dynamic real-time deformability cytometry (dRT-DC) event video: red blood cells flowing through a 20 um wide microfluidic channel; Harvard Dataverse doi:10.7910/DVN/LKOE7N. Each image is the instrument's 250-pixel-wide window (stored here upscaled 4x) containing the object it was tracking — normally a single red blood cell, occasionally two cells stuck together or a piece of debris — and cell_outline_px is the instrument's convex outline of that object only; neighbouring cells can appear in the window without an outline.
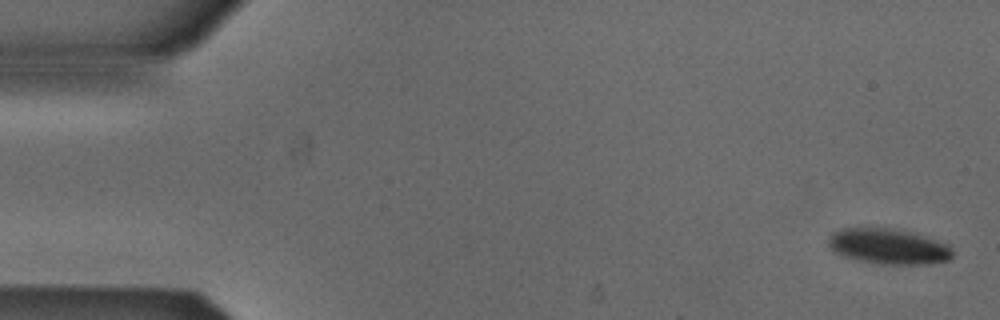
{"species": "Egyptian fruit bat (a non-hibernating species)", "species_latin": "Rousettus aegyptiacus", "temperature_condition": "cold", "stored_images_in_passage": 5, "camera_frame_rate_fps": 3000, "um_per_image_px": 0.085, "animal": {"sex": "male"}, "frame": {"image": 1, "passage_image": 1, "time_ms": 0.0, "image_size_px": [1000, 320], "cell_outline_px": [[952, 256], [948, 260], [928, 264], [880, 264], [860, 260], [844, 256], [836, 252], [828, 244], [828, 240], [832, 232], [844, 228], [884, 228], [908, 232], [936, 240], [948, 244], [952, 252]], "centroid_in_image_um": [75.51, 20.95], "position_along_channel_um": 9.5, "area_um2": 25.14}}
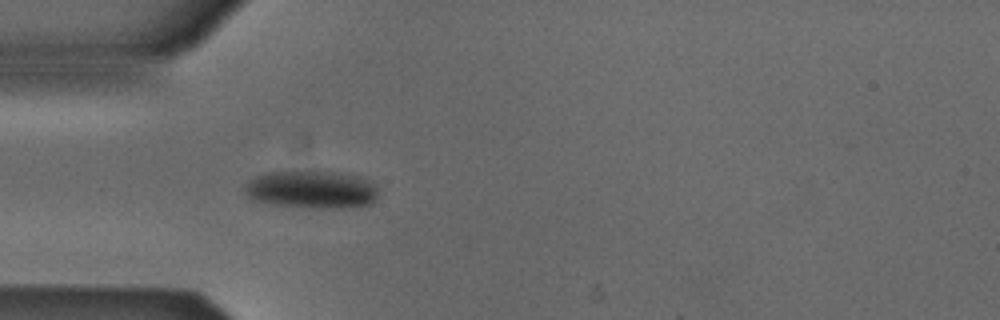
{"frame": {"image": 2, "passage_image": 5, "time_ms": 1.333, "image_size_px": [1000, 320], "cell_outline_px": [[376, 200], [372, 204], [352, 208], [308, 208], [272, 204], [252, 200], [244, 192], [244, 184], [248, 180], [264, 172], [308, 168], [340, 172], [360, 176], [376, 184]], "centroid_in_image_um": [26.47, 16.07], "position_along_channel_um": 58.5, "area_um2": 30.92}}